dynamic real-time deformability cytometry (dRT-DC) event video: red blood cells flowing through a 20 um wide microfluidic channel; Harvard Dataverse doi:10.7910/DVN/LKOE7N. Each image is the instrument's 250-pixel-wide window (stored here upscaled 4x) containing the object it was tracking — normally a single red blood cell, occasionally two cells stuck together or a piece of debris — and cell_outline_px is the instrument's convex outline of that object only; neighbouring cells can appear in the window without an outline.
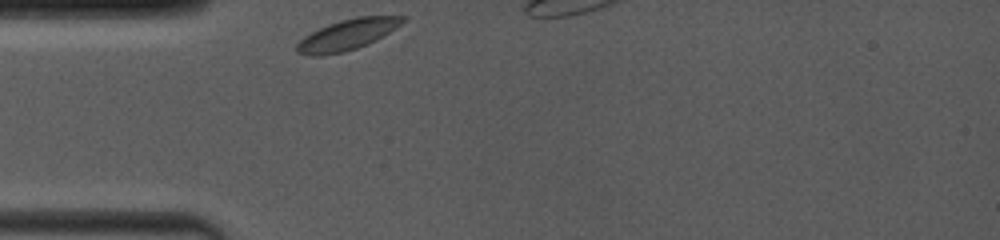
{"species": "common noctule bat (a hibernating species)", "species_latin": "Nyctalus noctula", "temperature_condition": "room temperature", "stored_images_in_passage": 6, "camera_frame_rate_fps": 4000, "um_per_image_px": 0.085, "animal": {"sex": "female", "body_mass_g": 19.0, "forearm_length_mm": 53.3}, "frame": {"image": 1, "passage_image": 1, "time_ms": 0.0, "image_size_px": [1000, 240], "cell_outline_px": [[408, 16], [396, 28], [376, 40], [368, 44], [344, 52], [320, 56], [308, 56], [296, 52], [296, 44], [304, 36], [328, 24], [340, 20], [356, 16]], "centroid_in_image_um": [29.5, 2.95], "position_along_channel_um": 55.5, "area_um2": 18.96}}